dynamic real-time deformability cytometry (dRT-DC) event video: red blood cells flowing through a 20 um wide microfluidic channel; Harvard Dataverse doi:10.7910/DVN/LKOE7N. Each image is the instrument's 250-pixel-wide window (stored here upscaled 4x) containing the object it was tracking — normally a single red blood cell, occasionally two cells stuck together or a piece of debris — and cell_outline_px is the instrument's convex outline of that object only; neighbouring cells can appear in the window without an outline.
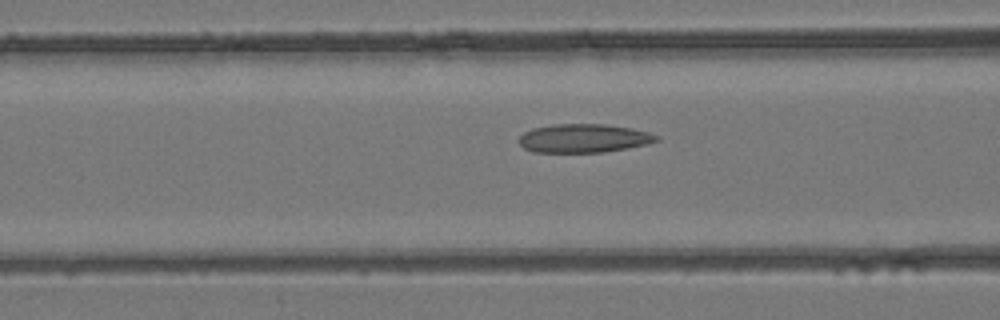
{"species": "common noctule bat (a hibernating species)", "species_latin": "Nyctalus noctula", "temperature_condition": "room temperature", "stored_images_in_passage": 6, "camera_frame_rate_fps": 3000, "um_per_image_px": 0.085, "animal": {"sex": "female", "body_mass_g": 24.6, "forearm_length_mm": 56.2}, "frame": {"image": 1, "passage_image": 6, "time_ms": 1.667, "image_size_px": [1000, 320], "cell_outline_px": [[660, 140], [648, 144], [628, 148], [604, 152], [532, 152], [524, 148], [516, 140], [524, 132], [532, 128], [552, 124], [604, 124], [632, 128], [648, 132], [660, 136]], "centroid_in_image_um": [49.61, 11.75], "position_along_channel_um": 117.0, "area_um2": 23.18}}